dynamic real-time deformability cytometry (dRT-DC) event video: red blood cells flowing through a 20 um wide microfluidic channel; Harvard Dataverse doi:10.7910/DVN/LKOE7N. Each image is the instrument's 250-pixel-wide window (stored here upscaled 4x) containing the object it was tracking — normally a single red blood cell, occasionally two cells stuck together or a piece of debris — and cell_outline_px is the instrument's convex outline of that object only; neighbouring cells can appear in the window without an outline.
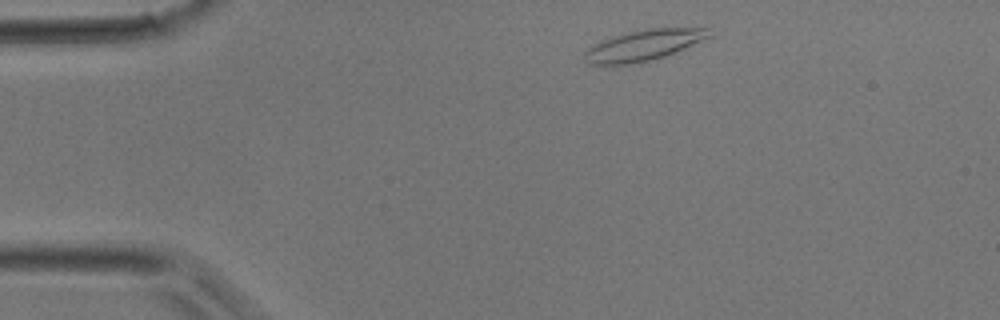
{"species": "common noctule bat (a hibernating species)", "species_latin": "Nyctalus noctula", "temperature_condition": "room temperature", "stored_images_in_passage": 33, "camera_frame_rate_fps": 3000, "um_per_image_px": 0.085, "animal": {"sex": "male", "body_mass_g": 17.9}, "frame": {"image": 1, "passage_image": 1, "time_ms": 0.0, "image_size_px": [1000, 320], "cell_outline_px": [[712, 36], [668, 56], [632, 64], [588, 64], [584, 60], [584, 52], [592, 44], [628, 32], [648, 28], [708, 28]], "centroid_in_image_um": [54.72, 3.85], "position_along_channel_um": 30.3, "area_um2": 22.31}}
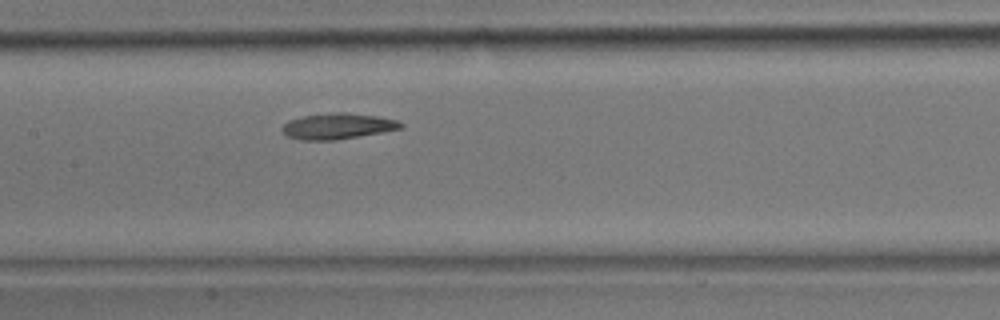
{"frame": {"image": 2, "passage_image": 13, "time_ms": 4.0, "image_size_px": [1000, 320], "cell_outline_px": [[404, 128], [336, 140], [300, 140], [288, 136], [280, 128], [288, 120], [304, 116], [332, 112], [344, 112], [380, 116], [396, 120], [404, 124]], "centroid_in_image_um": [28.71, 10.72], "position_along_channel_um": 178.7, "area_um2": 17.92}}
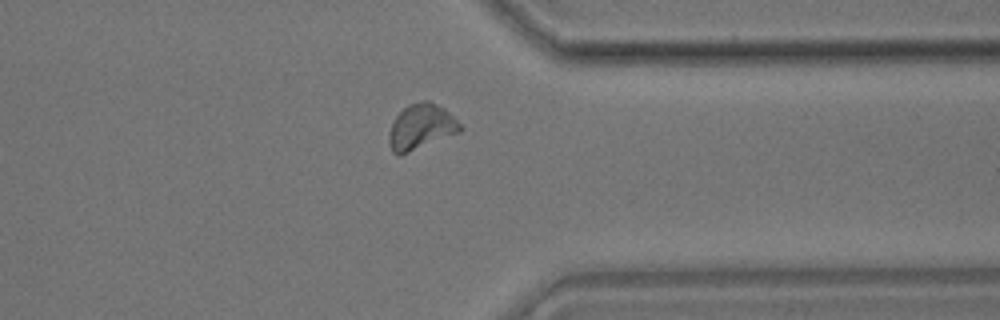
{"frame": {"image": 3, "passage_image": 25, "time_ms": 8.0, "image_size_px": [1000, 320], "cell_outline_px": [[464, 128], [460, 132], [400, 156], [396, 156], [392, 152], [388, 144], [388, 132], [392, 120], [408, 104], [424, 100], [428, 100], [444, 108]], "centroid_in_image_um": [35.74, 10.8], "position_along_channel_um": 375.7, "area_um2": 19.07}}